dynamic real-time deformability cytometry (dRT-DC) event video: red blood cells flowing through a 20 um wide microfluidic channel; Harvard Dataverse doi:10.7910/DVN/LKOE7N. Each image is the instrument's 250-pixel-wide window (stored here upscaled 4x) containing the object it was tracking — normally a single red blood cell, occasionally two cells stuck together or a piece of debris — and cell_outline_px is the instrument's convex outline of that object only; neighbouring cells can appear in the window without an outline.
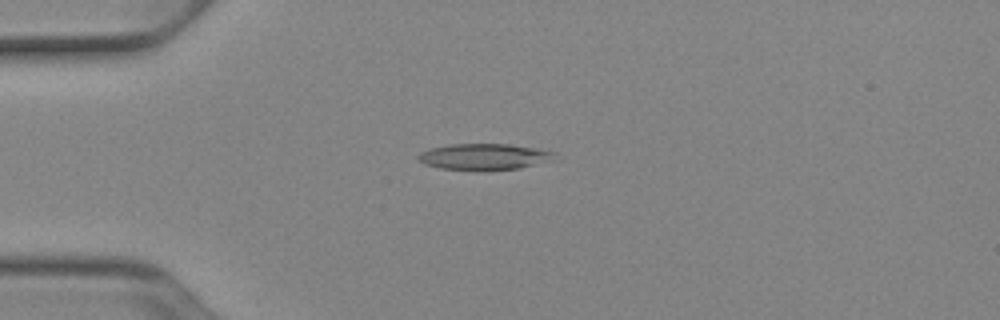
{"species": "Egyptian fruit bat (a non-hibernating species)", "species_latin": "Rousettus aegyptiacus", "temperature_condition": "cold", "stored_images_in_passage": 51, "camera_frame_rate_fps": 3000, "um_per_image_px": 0.085, "animal": {"sex": "female"}, "frame": {"image": 1, "passage_image": 13, "time_ms": 4.0, "image_size_px": [1000, 320], "cell_outline_px": [[556, 160], [520, 168], [488, 172], [484, 172], [440, 168], [424, 164], [416, 156], [420, 152], [428, 148], [448, 144], [508, 144], [536, 148], [556, 152]], "centroid_in_image_um": [41.17, 13.34], "position_along_channel_um": 43.8, "area_um2": 21.56}}
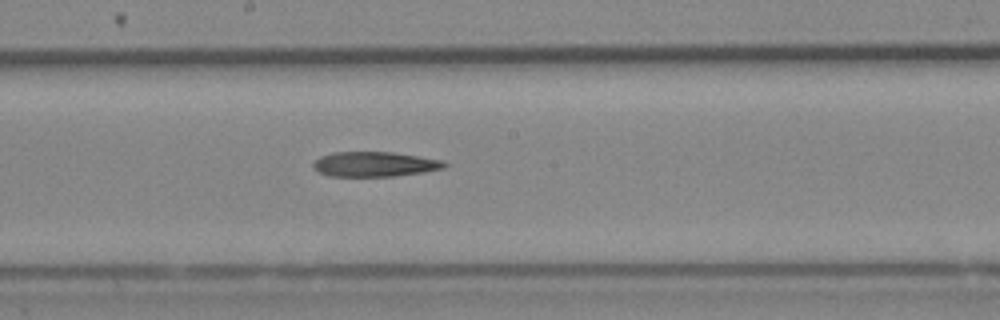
{"frame": {"image": 2, "passage_image": 28, "time_ms": 9.0, "image_size_px": [1000, 320], "cell_outline_px": [[448, 164], [444, 168], [424, 172], [392, 176], [328, 176], [312, 168], [312, 164], [320, 156], [332, 152], [392, 152], [444, 160]], "centroid_in_image_um": [31.84, 13.95], "position_along_channel_um": 216.4, "area_um2": 19.07}}
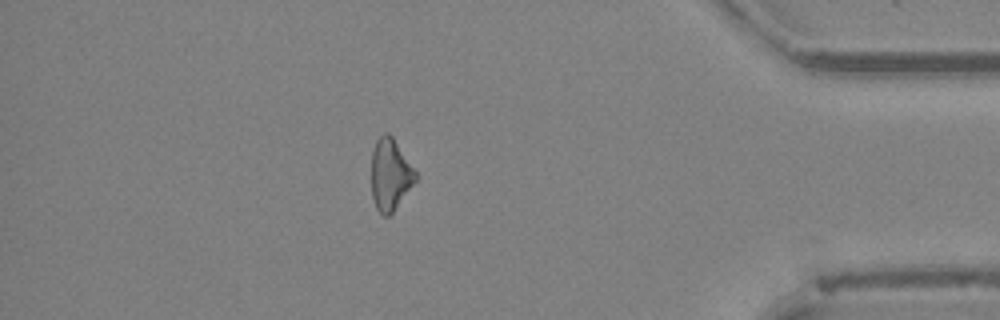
{"frame": {"image": 3, "passage_image": 45, "time_ms": 14.667, "image_size_px": [1000, 320], "cell_outline_px": [[416, 180], [392, 212], [388, 216], [384, 216], [376, 208], [372, 196], [372, 148], [376, 140], [384, 132], [388, 132], [392, 136], [416, 172]], "centroid_in_image_um": [33.14, 14.81], "position_along_channel_um": 402.1, "area_um2": 18.09}}